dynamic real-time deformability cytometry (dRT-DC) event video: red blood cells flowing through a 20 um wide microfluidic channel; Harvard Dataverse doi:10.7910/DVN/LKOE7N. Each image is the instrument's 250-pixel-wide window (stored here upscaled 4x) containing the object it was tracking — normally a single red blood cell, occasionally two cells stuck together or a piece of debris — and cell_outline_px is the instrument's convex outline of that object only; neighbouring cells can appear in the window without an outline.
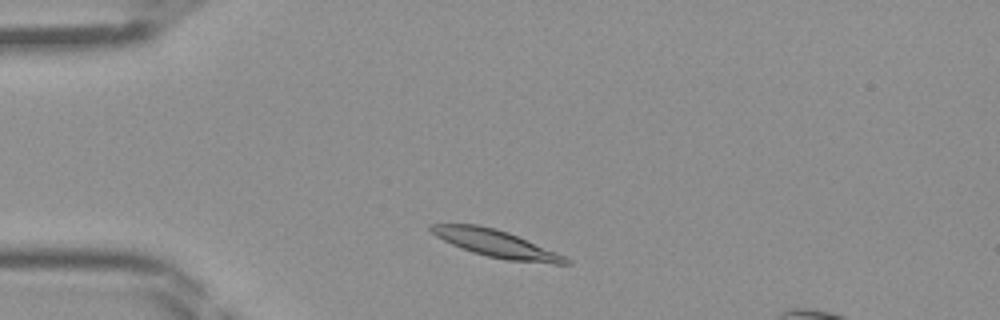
{"species": "Egyptian fruit bat (a non-hibernating species)", "species_latin": "Rousettus aegyptiacus", "temperature_condition": "room temperature", "stored_images_in_passage": 40, "camera_frame_rate_fps": 3000, "um_per_image_px": 0.085, "frame": {"image": 1, "passage_image": 4, "time_ms": 1.0, "image_size_px": [1000, 320], "cell_outline_px": [[572, 264], [552, 264], [508, 260], [488, 256], [472, 252], [460, 248], [436, 236], [428, 228], [428, 224], [480, 224], [496, 228], [508, 232], [556, 252], [572, 260]], "centroid_in_image_um": [42.17, 20.7], "position_along_channel_um": 42.8, "area_um2": 21.39}}
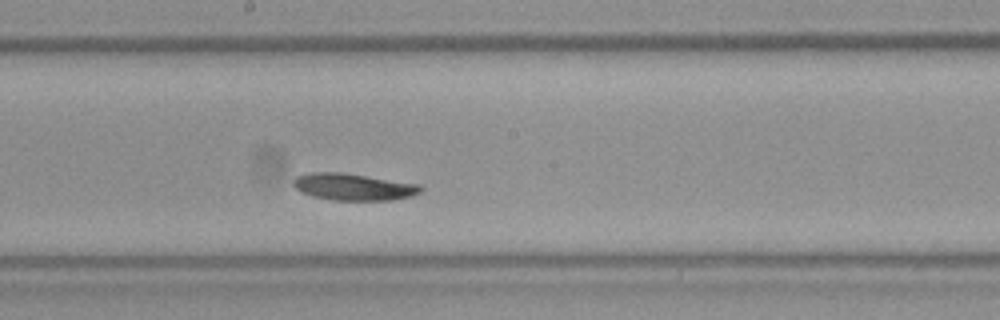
{"frame": {"image": 2, "passage_image": 18, "time_ms": 5.667, "image_size_px": [1000, 320], "cell_outline_px": [[424, 188], [420, 192], [412, 196], [392, 200], [332, 200], [312, 196], [300, 192], [292, 184], [292, 180], [296, 176], [312, 172], [340, 172], [420, 184]], "centroid_in_image_um": [30.03, 15.88], "position_along_channel_um": 218.2, "area_um2": 20.0}}
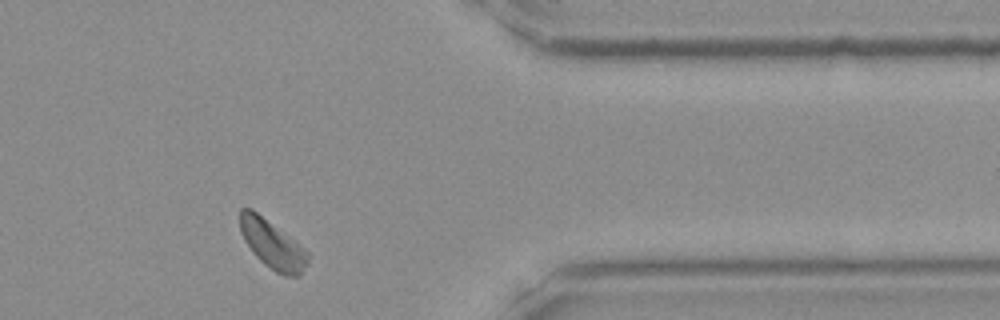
{"frame": {"image": 3, "passage_image": 31, "time_ms": 10.0, "image_size_px": [1000, 320], "cell_outline_px": [[308, 264], [300, 276], [284, 276], [276, 272], [264, 264], [252, 252], [244, 240], [240, 232], [240, 208], [252, 208], [300, 244], [308, 252]], "centroid_in_image_um": [23.15, 20.78], "position_along_channel_um": 388.2, "area_um2": 19.25}}